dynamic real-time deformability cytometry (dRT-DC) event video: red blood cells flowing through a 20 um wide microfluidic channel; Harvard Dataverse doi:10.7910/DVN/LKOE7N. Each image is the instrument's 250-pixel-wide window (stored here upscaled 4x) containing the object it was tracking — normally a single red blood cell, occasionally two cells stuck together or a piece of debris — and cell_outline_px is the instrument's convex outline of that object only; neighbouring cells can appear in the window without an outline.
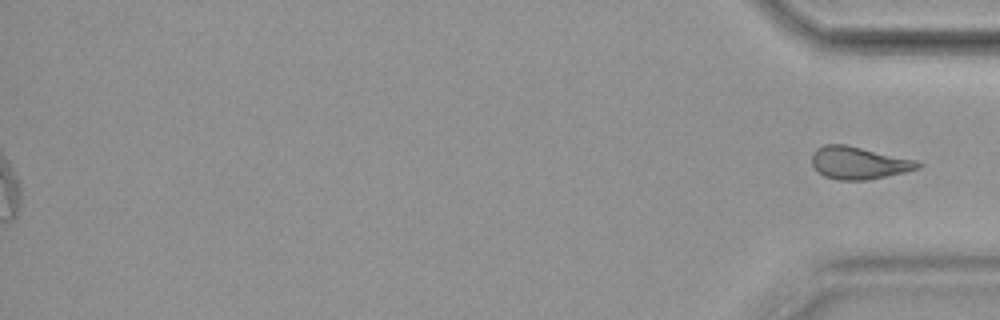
{"species": "common noctule bat (a hibernating species)", "species_latin": "Nyctalus noctula", "temperature_condition": "cold", "stored_images_in_passage": 59, "segment_of_instrument_passage": [2, 2], "camera_frame_rate_fps": 3000, "um_per_image_px": 0.085, "animal": {"sex": "female", "body_mass_g": 19.9}, "frame": {"image": 1, "passage_image": 59, "time_ms": 19.333, "image_size_px": [1000, 320], "cell_outline_px": [[920, 168], [904, 172], [868, 180], [840, 180], [824, 176], [812, 164], [812, 152], [816, 148], [824, 144], [848, 144], [916, 160], [920, 164]], "centroid_in_image_um": [72.98, 13.83], "position_along_channel_um": 362.2, "area_um2": 20.06}}